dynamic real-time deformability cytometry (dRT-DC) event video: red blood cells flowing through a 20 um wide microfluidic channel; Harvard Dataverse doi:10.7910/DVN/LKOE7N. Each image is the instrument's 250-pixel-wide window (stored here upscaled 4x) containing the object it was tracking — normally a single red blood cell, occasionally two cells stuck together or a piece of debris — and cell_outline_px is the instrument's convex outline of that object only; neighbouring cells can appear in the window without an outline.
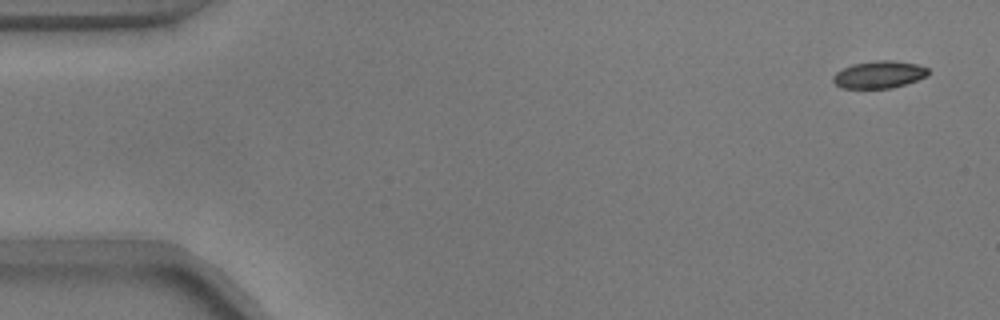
{"species": "common noctule bat (a hibernating species)", "species_latin": "Nyctalus noctula", "temperature_condition": "warm", "stored_images_in_passage": 54, "camera_frame_rate_fps": 3000, "um_per_image_px": 0.085, "animal": {"sex": "male", "body_mass_g": 17.9}, "frame": {"image": 1, "passage_image": 3, "time_ms": 0.667, "image_size_px": [1000, 320], "cell_outline_px": [[928, 76], [892, 88], [840, 88], [832, 80], [832, 76], [836, 72], [852, 64], [876, 60], [892, 60], [916, 64], [928, 68]], "centroid_in_image_um": [74.7, 6.33], "position_along_channel_um": 10.3, "area_um2": 15.09}}
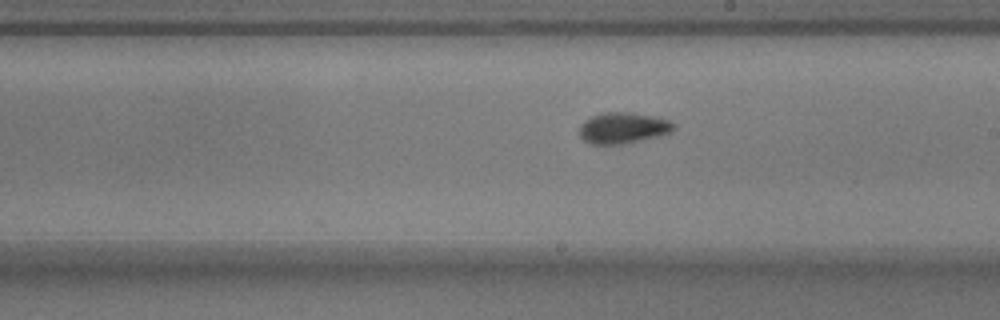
{"frame": {"image": 2, "passage_image": 31, "time_ms": 10.0, "image_size_px": [1000, 320], "cell_outline_px": [[676, 128], [672, 132], [660, 136], [624, 144], [588, 144], [580, 136], [580, 124], [584, 120], [592, 116], [604, 112], [632, 112], [656, 116], [668, 120], [676, 124]], "centroid_in_image_um": [52.99, 10.87], "position_along_channel_um": 236.0, "area_um2": 17.4}}
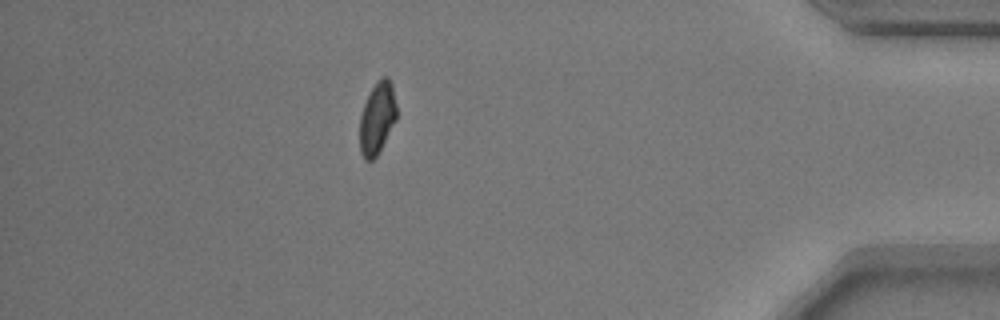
{"frame": {"image": 3, "passage_image": 48, "time_ms": 15.667, "image_size_px": [1000, 320], "cell_outline_px": [[396, 120], [376, 156], [372, 160], [364, 160], [360, 152], [360, 116], [364, 104], [376, 80], [384, 76], [388, 76], [392, 84], [396, 104]], "centroid_in_image_um": [32.06, 10.02], "position_along_channel_um": 403.1, "area_um2": 15.37}, "authors_computed_cell_mechanics": {"area_um2": 15.895, "velocity_mm_per_s": 3.7413, "shape_relaxation_time_tau1_ms": 3.0994, "shape_relaxation_time_tau2_ms": 2.8512, "deformation_change_tau1": 0.1044, "deformation_change_tau2": 0.0785}}